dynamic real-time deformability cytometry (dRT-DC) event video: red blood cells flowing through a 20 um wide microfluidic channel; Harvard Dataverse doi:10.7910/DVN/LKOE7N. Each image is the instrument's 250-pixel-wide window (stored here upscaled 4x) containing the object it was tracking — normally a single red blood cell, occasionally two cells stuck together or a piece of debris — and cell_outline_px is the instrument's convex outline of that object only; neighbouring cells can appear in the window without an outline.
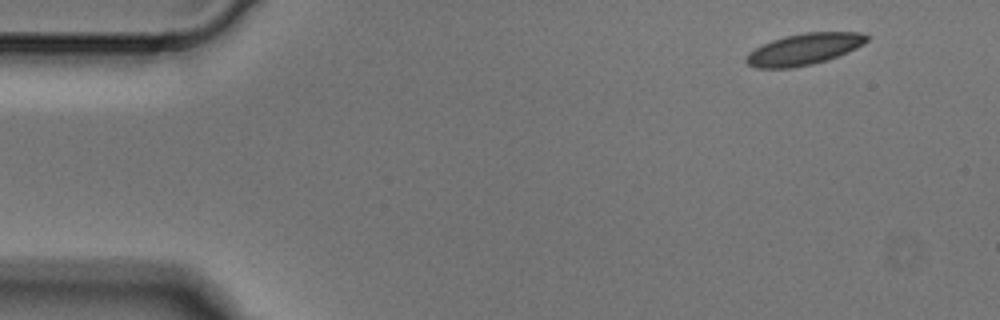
{"species": "Egyptian fruit bat (a non-hibernating species)", "species_latin": "Rousettus aegyptiacus", "temperature_condition": "cold", "stored_images_in_passage": 3, "camera_frame_rate_fps": 3000, "um_per_image_px": 0.085, "animal": {"sex": "male"}, "frame": {"image": 1, "passage_image": 1, "time_ms": 0.0, "image_size_px": [1000, 320], "cell_outline_px": [[868, 40], [864, 44], [848, 52], [828, 60], [812, 64], [792, 68], [756, 68], [748, 64], [744, 60], [748, 52], [772, 40], [784, 36], [804, 32], [860, 32], [868, 36]], "centroid_in_image_um": [68.35, 4.18], "position_along_channel_um": 16.7, "area_um2": 22.14}}